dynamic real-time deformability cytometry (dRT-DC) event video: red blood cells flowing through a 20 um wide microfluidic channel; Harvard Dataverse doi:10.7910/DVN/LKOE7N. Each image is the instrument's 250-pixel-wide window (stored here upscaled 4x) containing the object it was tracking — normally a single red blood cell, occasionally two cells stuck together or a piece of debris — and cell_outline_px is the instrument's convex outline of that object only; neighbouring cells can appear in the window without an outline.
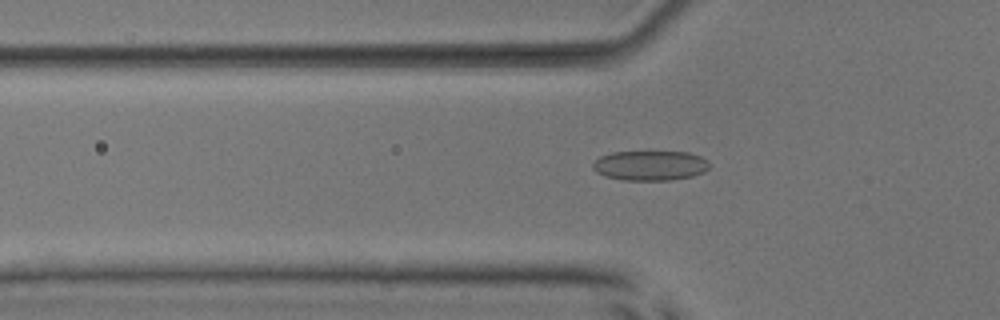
{"species": "common noctule bat (a hibernating species)", "species_latin": "Nyctalus noctula", "temperature_condition": "room temperature", "stored_images_in_passage": 49, "camera_frame_rate_fps": 3000, "um_per_image_px": 0.085, "animal": {"sex": "male", "body_mass_g": 17.9, "forearm_length_mm": 54.2}, "frame": {"image": 1, "passage_image": 15, "time_ms": 4.667, "image_size_px": [1000, 320], "cell_outline_px": [[708, 168], [704, 172], [692, 176], [672, 180], [624, 180], [604, 176], [596, 172], [592, 168], [592, 164], [600, 156], [612, 152], [688, 152], [700, 156], [708, 160]], "centroid_in_image_um": [55.25, 14.07], "position_along_channel_um": 70.6, "area_um2": 20.29}}
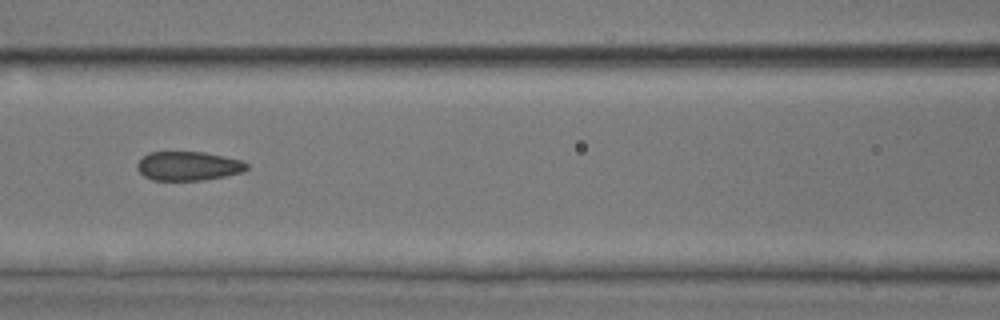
{"frame": {"image": 2, "passage_image": 21, "time_ms": 6.667, "image_size_px": [1000, 320], "cell_outline_px": [[248, 168], [244, 172], [204, 180], [152, 180], [144, 176], [136, 168], [136, 164], [148, 152], [204, 152], [224, 156], [240, 160], [248, 164]], "centroid_in_image_um": [16.0, 14.11], "position_along_channel_um": 150.6, "area_um2": 18.55}}
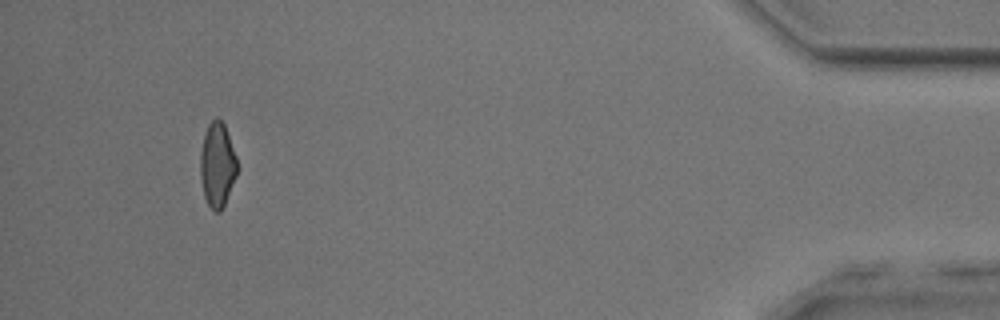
{"frame": {"image": 3, "passage_image": 46, "time_ms": 15.0, "image_size_px": [1000, 320], "cell_outline_px": [[240, 168], [224, 204], [220, 212], [216, 212], [208, 204], [204, 196], [200, 176], [200, 152], [204, 136], [208, 124], [216, 116], [224, 124], [236, 156]], "centroid_in_image_um": [18.48, 14.0], "position_along_channel_um": 416.7, "area_um2": 18.21}, "authors_computed_cell_mechanics": {"area_um2": 19.363, "velocity_mm_per_s": 4.0032, "shape_relaxation_time_tau1_ms": 7.5639, "shape_relaxation_time_tau2_ms": 1.3216, "deformation_change_tau1": 0.1615, "deformation_change_tau2": 0.0668}}